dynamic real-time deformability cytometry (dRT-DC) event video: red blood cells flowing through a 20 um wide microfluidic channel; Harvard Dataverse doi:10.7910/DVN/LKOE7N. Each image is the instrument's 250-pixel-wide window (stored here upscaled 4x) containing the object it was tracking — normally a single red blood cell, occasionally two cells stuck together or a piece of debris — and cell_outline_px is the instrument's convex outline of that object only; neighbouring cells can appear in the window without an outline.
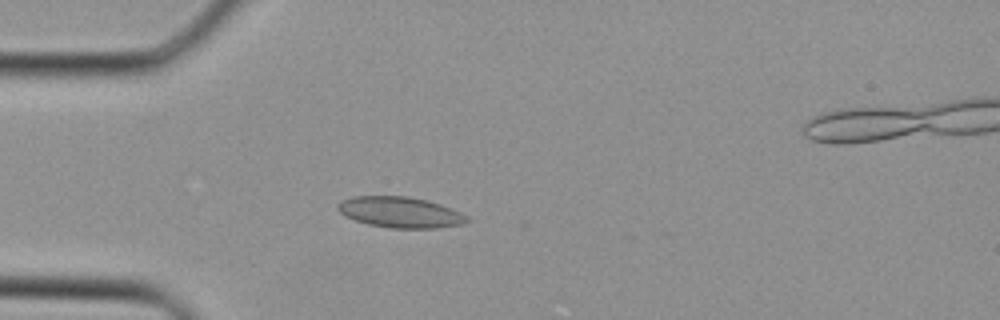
{"species": "Egyptian fruit bat (a non-hibernating species)", "species_latin": "Rousettus aegyptiacus", "temperature_condition": "cold", "stored_images_in_passage": 4, "camera_frame_rate_fps": 3000, "um_per_image_px": 0.085, "animal": {"sex": "female"}, "frame": {"image": 1, "passage_image": 1, "time_ms": 0.0, "image_size_px": [1000, 320], "cell_outline_px": [[472, 220], [464, 224], [436, 228], [392, 228], [368, 224], [344, 216], [336, 208], [336, 204], [352, 196], [408, 196], [428, 200], [452, 208], [468, 216]], "centroid_in_image_um": [34.05, 18.04], "position_along_channel_um": 50.9, "area_um2": 23.41}}
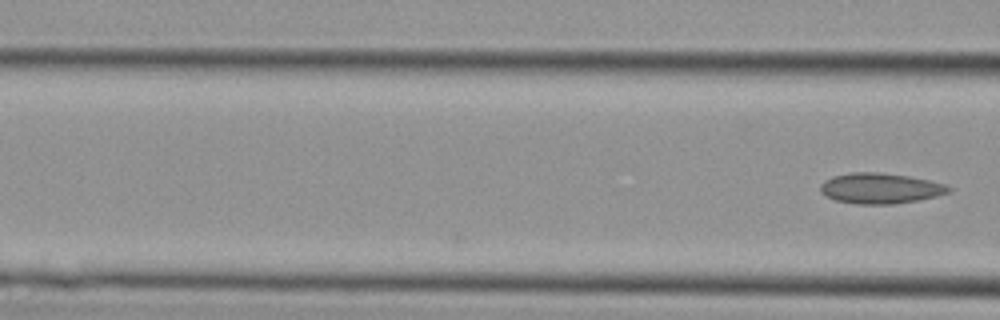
{"frame": {"image": 2, "passage_image": 4, "time_ms": 1.0, "image_size_px": [1000, 320], "cell_outline_px": [[952, 192], [936, 196], [896, 204], [856, 204], [836, 200], [820, 192], [820, 184], [824, 180], [832, 176], [852, 172], [880, 172], [908, 176], [928, 180], [944, 184], [952, 188]], "centroid_in_image_um": [74.82, 16.0], "position_along_channel_um": 91.8, "area_um2": 22.83}}